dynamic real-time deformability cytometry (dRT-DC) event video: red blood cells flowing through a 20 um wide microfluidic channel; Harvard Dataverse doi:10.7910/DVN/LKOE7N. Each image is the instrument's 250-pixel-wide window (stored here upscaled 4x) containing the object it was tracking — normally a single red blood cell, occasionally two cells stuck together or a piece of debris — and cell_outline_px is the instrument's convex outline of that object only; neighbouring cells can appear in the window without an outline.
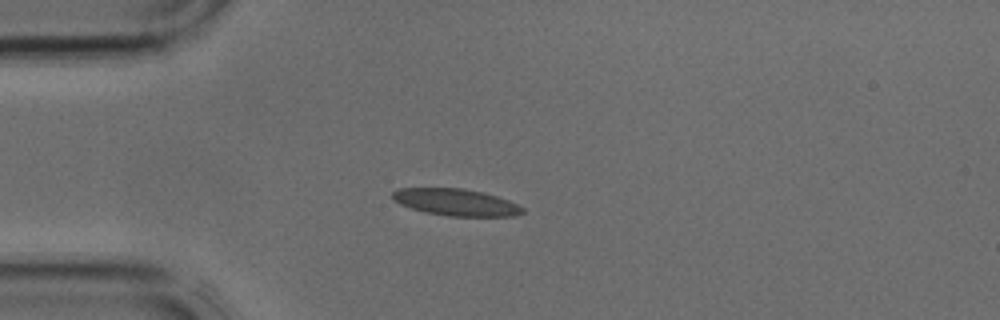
{"species": "common noctule bat (a hibernating species)", "species_latin": "Nyctalus noctula", "temperature_condition": "cold", "stored_images_in_passage": 4, "camera_frame_rate_fps": 3000, "um_per_image_px": 0.085, "animal": {"sex": "male", "body_mass_g": 17.9, "forearm_length_mm": 54.2}, "frame": {"image": 1, "passage_image": 4, "time_ms": 1.0, "image_size_px": [1000, 320], "cell_outline_px": [[524, 212], [516, 216], [448, 216], [424, 212], [400, 204], [392, 196], [392, 192], [400, 188], [464, 188], [484, 192], [508, 200], [524, 208]], "centroid_in_image_um": [38.78, 17.19], "position_along_channel_um": 46.2, "area_um2": 20.29}}